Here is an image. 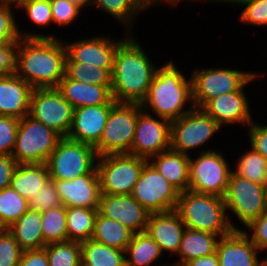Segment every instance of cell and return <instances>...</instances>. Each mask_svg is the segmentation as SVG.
<instances>
[{
    "mask_svg": "<svg viewBox=\"0 0 267 266\" xmlns=\"http://www.w3.org/2000/svg\"><path fill=\"white\" fill-rule=\"evenodd\" d=\"M66 57V46L57 38L20 37L16 49L15 74L33 89L57 88L65 76Z\"/></svg>",
    "mask_w": 267,
    "mask_h": 266,
    "instance_id": "obj_1",
    "label": "cell"
},
{
    "mask_svg": "<svg viewBox=\"0 0 267 266\" xmlns=\"http://www.w3.org/2000/svg\"><path fill=\"white\" fill-rule=\"evenodd\" d=\"M118 46L113 63L112 96L115 102L142 104L156 67L133 37Z\"/></svg>",
    "mask_w": 267,
    "mask_h": 266,
    "instance_id": "obj_2",
    "label": "cell"
},
{
    "mask_svg": "<svg viewBox=\"0 0 267 266\" xmlns=\"http://www.w3.org/2000/svg\"><path fill=\"white\" fill-rule=\"evenodd\" d=\"M188 100L192 101V79L186 80L170 60L156 69L141 107L145 112L152 108L158 118L171 122L191 111V107L183 110Z\"/></svg>",
    "mask_w": 267,
    "mask_h": 266,
    "instance_id": "obj_3",
    "label": "cell"
},
{
    "mask_svg": "<svg viewBox=\"0 0 267 266\" xmlns=\"http://www.w3.org/2000/svg\"><path fill=\"white\" fill-rule=\"evenodd\" d=\"M224 197L186 190L179 193L175 211L186 228L204 231L220 237L232 233L236 228L225 215ZM226 216V217H225Z\"/></svg>",
    "mask_w": 267,
    "mask_h": 266,
    "instance_id": "obj_4",
    "label": "cell"
},
{
    "mask_svg": "<svg viewBox=\"0 0 267 266\" xmlns=\"http://www.w3.org/2000/svg\"><path fill=\"white\" fill-rule=\"evenodd\" d=\"M140 104L116 102L109 116L99 143L94 147L98 155L129 154L134 139Z\"/></svg>",
    "mask_w": 267,
    "mask_h": 266,
    "instance_id": "obj_5",
    "label": "cell"
},
{
    "mask_svg": "<svg viewBox=\"0 0 267 266\" xmlns=\"http://www.w3.org/2000/svg\"><path fill=\"white\" fill-rule=\"evenodd\" d=\"M63 137L29 115L19 119L12 157L18 164L46 163Z\"/></svg>",
    "mask_w": 267,
    "mask_h": 266,
    "instance_id": "obj_6",
    "label": "cell"
},
{
    "mask_svg": "<svg viewBox=\"0 0 267 266\" xmlns=\"http://www.w3.org/2000/svg\"><path fill=\"white\" fill-rule=\"evenodd\" d=\"M96 169L101 194L131 195L141 170L148 161L130 154H108L98 157Z\"/></svg>",
    "mask_w": 267,
    "mask_h": 266,
    "instance_id": "obj_7",
    "label": "cell"
},
{
    "mask_svg": "<svg viewBox=\"0 0 267 266\" xmlns=\"http://www.w3.org/2000/svg\"><path fill=\"white\" fill-rule=\"evenodd\" d=\"M95 148L63 137L52 151L46 165L53 180H73L76 177L97 172Z\"/></svg>",
    "mask_w": 267,
    "mask_h": 266,
    "instance_id": "obj_8",
    "label": "cell"
},
{
    "mask_svg": "<svg viewBox=\"0 0 267 266\" xmlns=\"http://www.w3.org/2000/svg\"><path fill=\"white\" fill-rule=\"evenodd\" d=\"M258 76L257 73L234 69H195L191 77L193 107L202 108L219 95L240 91Z\"/></svg>",
    "mask_w": 267,
    "mask_h": 266,
    "instance_id": "obj_9",
    "label": "cell"
},
{
    "mask_svg": "<svg viewBox=\"0 0 267 266\" xmlns=\"http://www.w3.org/2000/svg\"><path fill=\"white\" fill-rule=\"evenodd\" d=\"M179 191L147 161L131 196L149 213H165L176 209Z\"/></svg>",
    "mask_w": 267,
    "mask_h": 266,
    "instance_id": "obj_10",
    "label": "cell"
},
{
    "mask_svg": "<svg viewBox=\"0 0 267 266\" xmlns=\"http://www.w3.org/2000/svg\"><path fill=\"white\" fill-rule=\"evenodd\" d=\"M224 201L226 208L232 210L236 218L247 226L266 210L267 186L254 183L232 171Z\"/></svg>",
    "mask_w": 267,
    "mask_h": 266,
    "instance_id": "obj_11",
    "label": "cell"
},
{
    "mask_svg": "<svg viewBox=\"0 0 267 266\" xmlns=\"http://www.w3.org/2000/svg\"><path fill=\"white\" fill-rule=\"evenodd\" d=\"M220 127L202 108L193 107L190 112L171 121L170 148L188 155V151L201 147Z\"/></svg>",
    "mask_w": 267,
    "mask_h": 266,
    "instance_id": "obj_12",
    "label": "cell"
},
{
    "mask_svg": "<svg viewBox=\"0 0 267 266\" xmlns=\"http://www.w3.org/2000/svg\"><path fill=\"white\" fill-rule=\"evenodd\" d=\"M225 160L211 149L200 152L196 160L190 158L189 190L224 197L232 172Z\"/></svg>",
    "mask_w": 267,
    "mask_h": 266,
    "instance_id": "obj_13",
    "label": "cell"
},
{
    "mask_svg": "<svg viewBox=\"0 0 267 266\" xmlns=\"http://www.w3.org/2000/svg\"><path fill=\"white\" fill-rule=\"evenodd\" d=\"M74 107L63 98L57 88L33 89L29 116L67 137L73 120Z\"/></svg>",
    "mask_w": 267,
    "mask_h": 266,
    "instance_id": "obj_14",
    "label": "cell"
},
{
    "mask_svg": "<svg viewBox=\"0 0 267 266\" xmlns=\"http://www.w3.org/2000/svg\"><path fill=\"white\" fill-rule=\"evenodd\" d=\"M159 120L144 110L138 114L130 155L149 160L170 149L171 122L161 117Z\"/></svg>",
    "mask_w": 267,
    "mask_h": 266,
    "instance_id": "obj_15",
    "label": "cell"
},
{
    "mask_svg": "<svg viewBox=\"0 0 267 266\" xmlns=\"http://www.w3.org/2000/svg\"><path fill=\"white\" fill-rule=\"evenodd\" d=\"M98 212L127 227L134 234L144 232L149 212L131 195L101 194Z\"/></svg>",
    "mask_w": 267,
    "mask_h": 266,
    "instance_id": "obj_16",
    "label": "cell"
},
{
    "mask_svg": "<svg viewBox=\"0 0 267 266\" xmlns=\"http://www.w3.org/2000/svg\"><path fill=\"white\" fill-rule=\"evenodd\" d=\"M54 183L63 206L98 209L101 190L97 172L73 180H54Z\"/></svg>",
    "mask_w": 267,
    "mask_h": 266,
    "instance_id": "obj_17",
    "label": "cell"
},
{
    "mask_svg": "<svg viewBox=\"0 0 267 266\" xmlns=\"http://www.w3.org/2000/svg\"><path fill=\"white\" fill-rule=\"evenodd\" d=\"M112 106H84L74 109L72 125L66 138L95 147L102 136Z\"/></svg>",
    "mask_w": 267,
    "mask_h": 266,
    "instance_id": "obj_18",
    "label": "cell"
},
{
    "mask_svg": "<svg viewBox=\"0 0 267 266\" xmlns=\"http://www.w3.org/2000/svg\"><path fill=\"white\" fill-rule=\"evenodd\" d=\"M124 40L113 42L102 36L74 41L71 44L66 43V62H81L99 68H113L116 50Z\"/></svg>",
    "mask_w": 267,
    "mask_h": 266,
    "instance_id": "obj_19",
    "label": "cell"
},
{
    "mask_svg": "<svg viewBox=\"0 0 267 266\" xmlns=\"http://www.w3.org/2000/svg\"><path fill=\"white\" fill-rule=\"evenodd\" d=\"M257 251L250 236L243 230H234L220 237L216 246L219 266H264L263 259L258 261Z\"/></svg>",
    "mask_w": 267,
    "mask_h": 266,
    "instance_id": "obj_20",
    "label": "cell"
},
{
    "mask_svg": "<svg viewBox=\"0 0 267 266\" xmlns=\"http://www.w3.org/2000/svg\"><path fill=\"white\" fill-rule=\"evenodd\" d=\"M247 96L242 90L219 95L209 100L202 109L212 117L221 127L227 123L250 124L253 120L250 116Z\"/></svg>",
    "mask_w": 267,
    "mask_h": 266,
    "instance_id": "obj_21",
    "label": "cell"
},
{
    "mask_svg": "<svg viewBox=\"0 0 267 266\" xmlns=\"http://www.w3.org/2000/svg\"><path fill=\"white\" fill-rule=\"evenodd\" d=\"M186 226L175 211L150 213L147 234L159 245L162 253L167 250L177 255Z\"/></svg>",
    "mask_w": 267,
    "mask_h": 266,
    "instance_id": "obj_22",
    "label": "cell"
},
{
    "mask_svg": "<svg viewBox=\"0 0 267 266\" xmlns=\"http://www.w3.org/2000/svg\"><path fill=\"white\" fill-rule=\"evenodd\" d=\"M33 88L17 74L0 77V115L21 119L29 115Z\"/></svg>",
    "mask_w": 267,
    "mask_h": 266,
    "instance_id": "obj_23",
    "label": "cell"
},
{
    "mask_svg": "<svg viewBox=\"0 0 267 266\" xmlns=\"http://www.w3.org/2000/svg\"><path fill=\"white\" fill-rule=\"evenodd\" d=\"M112 86L86 84L70 79L66 74L57 89L74 109L84 106L114 105Z\"/></svg>",
    "mask_w": 267,
    "mask_h": 266,
    "instance_id": "obj_24",
    "label": "cell"
},
{
    "mask_svg": "<svg viewBox=\"0 0 267 266\" xmlns=\"http://www.w3.org/2000/svg\"><path fill=\"white\" fill-rule=\"evenodd\" d=\"M155 158V160H152ZM190 158L171 148L151 157V164L179 192L189 190ZM154 161V162H153Z\"/></svg>",
    "mask_w": 267,
    "mask_h": 266,
    "instance_id": "obj_25",
    "label": "cell"
},
{
    "mask_svg": "<svg viewBox=\"0 0 267 266\" xmlns=\"http://www.w3.org/2000/svg\"><path fill=\"white\" fill-rule=\"evenodd\" d=\"M41 228V212L29 208L7 230L13 235L20 248L25 251L40 249L46 246L43 241Z\"/></svg>",
    "mask_w": 267,
    "mask_h": 266,
    "instance_id": "obj_26",
    "label": "cell"
},
{
    "mask_svg": "<svg viewBox=\"0 0 267 266\" xmlns=\"http://www.w3.org/2000/svg\"><path fill=\"white\" fill-rule=\"evenodd\" d=\"M49 178L46 163L17 164L10 186L28 200L37 195Z\"/></svg>",
    "mask_w": 267,
    "mask_h": 266,
    "instance_id": "obj_27",
    "label": "cell"
},
{
    "mask_svg": "<svg viewBox=\"0 0 267 266\" xmlns=\"http://www.w3.org/2000/svg\"><path fill=\"white\" fill-rule=\"evenodd\" d=\"M218 238V235L185 228L177 253L182 258H180L181 260L179 262L171 266H183L186 262L194 258L215 253Z\"/></svg>",
    "mask_w": 267,
    "mask_h": 266,
    "instance_id": "obj_28",
    "label": "cell"
},
{
    "mask_svg": "<svg viewBox=\"0 0 267 266\" xmlns=\"http://www.w3.org/2000/svg\"><path fill=\"white\" fill-rule=\"evenodd\" d=\"M81 266H126L125 251L93 239L81 242Z\"/></svg>",
    "mask_w": 267,
    "mask_h": 266,
    "instance_id": "obj_29",
    "label": "cell"
},
{
    "mask_svg": "<svg viewBox=\"0 0 267 266\" xmlns=\"http://www.w3.org/2000/svg\"><path fill=\"white\" fill-rule=\"evenodd\" d=\"M133 232L119 222L101 215L95 219L93 240L125 251L131 242Z\"/></svg>",
    "mask_w": 267,
    "mask_h": 266,
    "instance_id": "obj_30",
    "label": "cell"
},
{
    "mask_svg": "<svg viewBox=\"0 0 267 266\" xmlns=\"http://www.w3.org/2000/svg\"><path fill=\"white\" fill-rule=\"evenodd\" d=\"M98 209L66 207L67 241L83 242L92 238Z\"/></svg>",
    "mask_w": 267,
    "mask_h": 266,
    "instance_id": "obj_31",
    "label": "cell"
},
{
    "mask_svg": "<svg viewBox=\"0 0 267 266\" xmlns=\"http://www.w3.org/2000/svg\"><path fill=\"white\" fill-rule=\"evenodd\" d=\"M125 254L126 266H150L162 254L159 245L146 231L133 234ZM170 266V265H169Z\"/></svg>",
    "mask_w": 267,
    "mask_h": 266,
    "instance_id": "obj_32",
    "label": "cell"
},
{
    "mask_svg": "<svg viewBox=\"0 0 267 266\" xmlns=\"http://www.w3.org/2000/svg\"><path fill=\"white\" fill-rule=\"evenodd\" d=\"M44 244L67 241L66 207L51 208L41 212Z\"/></svg>",
    "mask_w": 267,
    "mask_h": 266,
    "instance_id": "obj_33",
    "label": "cell"
},
{
    "mask_svg": "<svg viewBox=\"0 0 267 266\" xmlns=\"http://www.w3.org/2000/svg\"><path fill=\"white\" fill-rule=\"evenodd\" d=\"M29 209L28 200L11 186L0 191V225L7 229Z\"/></svg>",
    "mask_w": 267,
    "mask_h": 266,
    "instance_id": "obj_34",
    "label": "cell"
},
{
    "mask_svg": "<svg viewBox=\"0 0 267 266\" xmlns=\"http://www.w3.org/2000/svg\"><path fill=\"white\" fill-rule=\"evenodd\" d=\"M113 68H99L81 62H66L65 74L73 80L99 86H112Z\"/></svg>",
    "mask_w": 267,
    "mask_h": 266,
    "instance_id": "obj_35",
    "label": "cell"
},
{
    "mask_svg": "<svg viewBox=\"0 0 267 266\" xmlns=\"http://www.w3.org/2000/svg\"><path fill=\"white\" fill-rule=\"evenodd\" d=\"M236 166L237 175L267 186V160L253 148L240 157Z\"/></svg>",
    "mask_w": 267,
    "mask_h": 266,
    "instance_id": "obj_36",
    "label": "cell"
},
{
    "mask_svg": "<svg viewBox=\"0 0 267 266\" xmlns=\"http://www.w3.org/2000/svg\"><path fill=\"white\" fill-rule=\"evenodd\" d=\"M49 266H81V243L65 241L45 246Z\"/></svg>",
    "mask_w": 267,
    "mask_h": 266,
    "instance_id": "obj_37",
    "label": "cell"
},
{
    "mask_svg": "<svg viewBox=\"0 0 267 266\" xmlns=\"http://www.w3.org/2000/svg\"><path fill=\"white\" fill-rule=\"evenodd\" d=\"M93 5L106 11L117 20L125 22L126 28H129L132 18L138 12L147 8L141 0H94Z\"/></svg>",
    "mask_w": 267,
    "mask_h": 266,
    "instance_id": "obj_38",
    "label": "cell"
},
{
    "mask_svg": "<svg viewBox=\"0 0 267 266\" xmlns=\"http://www.w3.org/2000/svg\"><path fill=\"white\" fill-rule=\"evenodd\" d=\"M14 2L2 1L0 3V44L15 43L19 38H54V36H46L41 34H22L16 25L11 5Z\"/></svg>",
    "mask_w": 267,
    "mask_h": 266,
    "instance_id": "obj_39",
    "label": "cell"
},
{
    "mask_svg": "<svg viewBox=\"0 0 267 266\" xmlns=\"http://www.w3.org/2000/svg\"><path fill=\"white\" fill-rule=\"evenodd\" d=\"M28 205L29 208L40 212L61 206L62 204L54 180L49 178L39 189L37 195L28 199Z\"/></svg>",
    "mask_w": 267,
    "mask_h": 266,
    "instance_id": "obj_40",
    "label": "cell"
},
{
    "mask_svg": "<svg viewBox=\"0 0 267 266\" xmlns=\"http://www.w3.org/2000/svg\"><path fill=\"white\" fill-rule=\"evenodd\" d=\"M22 252L13 235L3 229L0 232V266H18Z\"/></svg>",
    "mask_w": 267,
    "mask_h": 266,
    "instance_id": "obj_41",
    "label": "cell"
},
{
    "mask_svg": "<svg viewBox=\"0 0 267 266\" xmlns=\"http://www.w3.org/2000/svg\"><path fill=\"white\" fill-rule=\"evenodd\" d=\"M19 119L0 115V155H11L17 138Z\"/></svg>",
    "mask_w": 267,
    "mask_h": 266,
    "instance_id": "obj_42",
    "label": "cell"
},
{
    "mask_svg": "<svg viewBox=\"0 0 267 266\" xmlns=\"http://www.w3.org/2000/svg\"><path fill=\"white\" fill-rule=\"evenodd\" d=\"M241 5H246L240 13V19L245 24L267 25V0H244Z\"/></svg>",
    "mask_w": 267,
    "mask_h": 266,
    "instance_id": "obj_43",
    "label": "cell"
},
{
    "mask_svg": "<svg viewBox=\"0 0 267 266\" xmlns=\"http://www.w3.org/2000/svg\"><path fill=\"white\" fill-rule=\"evenodd\" d=\"M24 8L28 18L37 26H46L52 21L50 0L36 1L25 4H16L15 7Z\"/></svg>",
    "mask_w": 267,
    "mask_h": 266,
    "instance_id": "obj_44",
    "label": "cell"
},
{
    "mask_svg": "<svg viewBox=\"0 0 267 266\" xmlns=\"http://www.w3.org/2000/svg\"><path fill=\"white\" fill-rule=\"evenodd\" d=\"M52 21L55 24L66 26L72 23L79 15L80 9L67 0H50Z\"/></svg>",
    "mask_w": 267,
    "mask_h": 266,
    "instance_id": "obj_45",
    "label": "cell"
},
{
    "mask_svg": "<svg viewBox=\"0 0 267 266\" xmlns=\"http://www.w3.org/2000/svg\"><path fill=\"white\" fill-rule=\"evenodd\" d=\"M246 227L253 231L250 240L257 249L259 251L267 249V208L261 216L253 220Z\"/></svg>",
    "mask_w": 267,
    "mask_h": 266,
    "instance_id": "obj_46",
    "label": "cell"
},
{
    "mask_svg": "<svg viewBox=\"0 0 267 266\" xmlns=\"http://www.w3.org/2000/svg\"><path fill=\"white\" fill-rule=\"evenodd\" d=\"M17 42L0 44V77L15 74Z\"/></svg>",
    "mask_w": 267,
    "mask_h": 266,
    "instance_id": "obj_47",
    "label": "cell"
},
{
    "mask_svg": "<svg viewBox=\"0 0 267 266\" xmlns=\"http://www.w3.org/2000/svg\"><path fill=\"white\" fill-rule=\"evenodd\" d=\"M251 148L260 153L267 160V125L249 124Z\"/></svg>",
    "mask_w": 267,
    "mask_h": 266,
    "instance_id": "obj_48",
    "label": "cell"
},
{
    "mask_svg": "<svg viewBox=\"0 0 267 266\" xmlns=\"http://www.w3.org/2000/svg\"><path fill=\"white\" fill-rule=\"evenodd\" d=\"M18 266H49L45 247L23 251Z\"/></svg>",
    "mask_w": 267,
    "mask_h": 266,
    "instance_id": "obj_49",
    "label": "cell"
},
{
    "mask_svg": "<svg viewBox=\"0 0 267 266\" xmlns=\"http://www.w3.org/2000/svg\"><path fill=\"white\" fill-rule=\"evenodd\" d=\"M17 164L12 155H0V191L10 187Z\"/></svg>",
    "mask_w": 267,
    "mask_h": 266,
    "instance_id": "obj_50",
    "label": "cell"
},
{
    "mask_svg": "<svg viewBox=\"0 0 267 266\" xmlns=\"http://www.w3.org/2000/svg\"><path fill=\"white\" fill-rule=\"evenodd\" d=\"M183 266H219L217 253L208 256H201L186 262Z\"/></svg>",
    "mask_w": 267,
    "mask_h": 266,
    "instance_id": "obj_51",
    "label": "cell"
},
{
    "mask_svg": "<svg viewBox=\"0 0 267 266\" xmlns=\"http://www.w3.org/2000/svg\"><path fill=\"white\" fill-rule=\"evenodd\" d=\"M70 3H72L73 5H75L76 7H78L80 10L81 8L86 5H93L94 0H67Z\"/></svg>",
    "mask_w": 267,
    "mask_h": 266,
    "instance_id": "obj_52",
    "label": "cell"
},
{
    "mask_svg": "<svg viewBox=\"0 0 267 266\" xmlns=\"http://www.w3.org/2000/svg\"><path fill=\"white\" fill-rule=\"evenodd\" d=\"M143 3H144V5L146 6V7H148L149 8V6H152V5H154V4H157V2L159 3L160 2V0H141ZM165 1H167L168 3L170 2V4H172L173 3V5L175 4L176 5V3H178V0H165Z\"/></svg>",
    "mask_w": 267,
    "mask_h": 266,
    "instance_id": "obj_53",
    "label": "cell"
},
{
    "mask_svg": "<svg viewBox=\"0 0 267 266\" xmlns=\"http://www.w3.org/2000/svg\"><path fill=\"white\" fill-rule=\"evenodd\" d=\"M209 1V0H208ZM211 1H217V2H225V3H229L230 2V4L232 3V4H234V3H237V4H242L243 3V1L244 0H211Z\"/></svg>",
    "mask_w": 267,
    "mask_h": 266,
    "instance_id": "obj_54",
    "label": "cell"
},
{
    "mask_svg": "<svg viewBox=\"0 0 267 266\" xmlns=\"http://www.w3.org/2000/svg\"><path fill=\"white\" fill-rule=\"evenodd\" d=\"M36 1H43V0H16L14 4H25V3H31Z\"/></svg>",
    "mask_w": 267,
    "mask_h": 266,
    "instance_id": "obj_55",
    "label": "cell"
},
{
    "mask_svg": "<svg viewBox=\"0 0 267 266\" xmlns=\"http://www.w3.org/2000/svg\"><path fill=\"white\" fill-rule=\"evenodd\" d=\"M264 261V266H267V258L263 259Z\"/></svg>",
    "mask_w": 267,
    "mask_h": 266,
    "instance_id": "obj_56",
    "label": "cell"
},
{
    "mask_svg": "<svg viewBox=\"0 0 267 266\" xmlns=\"http://www.w3.org/2000/svg\"><path fill=\"white\" fill-rule=\"evenodd\" d=\"M2 1H6V2H15L16 0H2Z\"/></svg>",
    "mask_w": 267,
    "mask_h": 266,
    "instance_id": "obj_57",
    "label": "cell"
}]
</instances>
